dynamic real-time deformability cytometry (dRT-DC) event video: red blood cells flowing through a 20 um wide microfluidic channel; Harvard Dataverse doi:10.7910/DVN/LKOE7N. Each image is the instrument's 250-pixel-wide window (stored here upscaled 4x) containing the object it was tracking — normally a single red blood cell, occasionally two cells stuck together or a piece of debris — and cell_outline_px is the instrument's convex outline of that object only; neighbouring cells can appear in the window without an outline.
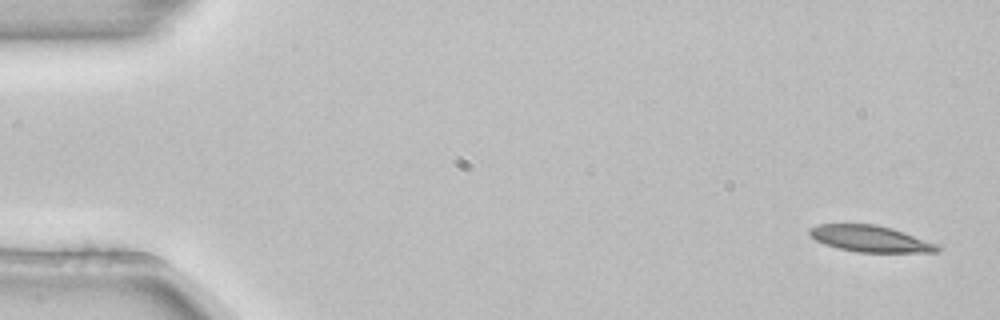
{"species": "common noctule bat (a hibernating species)", "species_latin": "Nyctalus noctula", "temperature_condition": "room temperature", "stored_images_in_passage": 3, "camera_frame_rate_fps": 3000, "um_per_image_px": 0.085, "animal": {"sex": "female", "body_mass_g": 22.7, "forearm_length_mm": 54.2}, "frame": {"image": 1, "passage_image": 1, "time_ms": 0.0, "image_size_px": [1000, 320], "cell_outline_px": [[944, 244], [940, 252], [856, 252], [836, 248], [824, 244], [816, 240], [808, 232], [808, 228], [820, 224], [876, 224], [892, 228]], "centroid_in_image_um": [74.09, 20.3], "position_along_channel_um": 10.9, "area_um2": 20.17}}
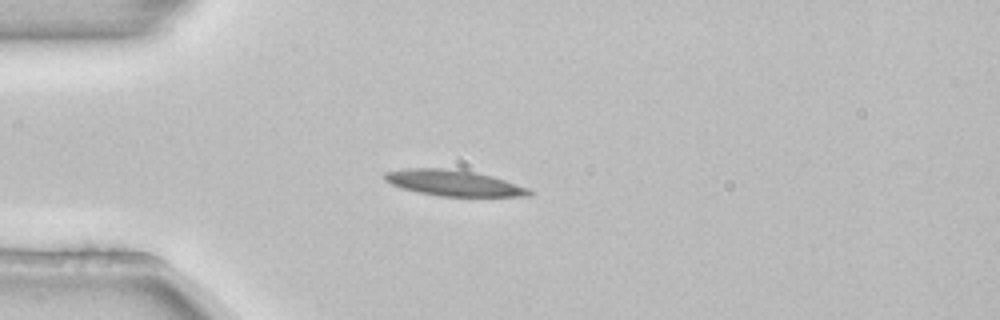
{"frame": {"image": 2, "passage_image": 3, "time_ms": 0.667, "image_size_px": [1000, 320], "cell_outline_px": [[532, 192], [528, 196], [440, 196], [420, 192], [404, 188], [392, 184], [384, 180], [384, 172], [408, 168], [456, 168], [492, 176], [528, 188]], "centroid_in_image_um": [38.54, 15.54], "position_along_channel_um": 46.5, "area_um2": 21.56}}